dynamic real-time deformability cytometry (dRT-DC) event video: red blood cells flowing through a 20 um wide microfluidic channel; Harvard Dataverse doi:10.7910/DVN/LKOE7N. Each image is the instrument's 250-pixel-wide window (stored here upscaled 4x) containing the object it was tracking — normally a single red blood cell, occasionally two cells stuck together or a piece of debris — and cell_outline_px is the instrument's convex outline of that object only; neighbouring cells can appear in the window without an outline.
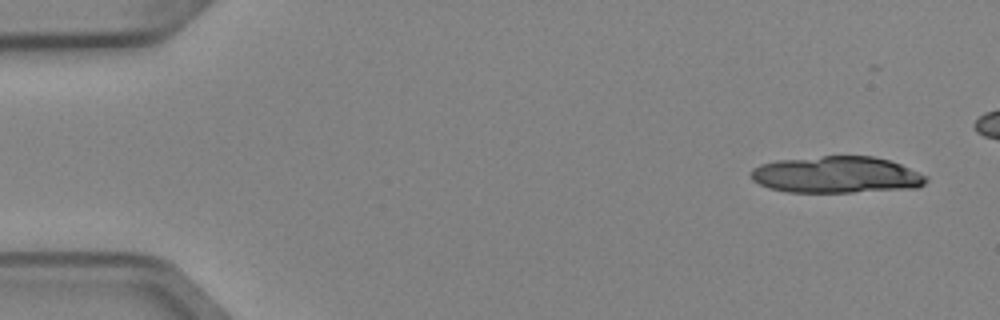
{"species": "Egyptian fruit bat (a non-hibernating species)", "species_latin": "Rousettus aegyptiacus", "temperature_condition": "cold", "stored_images_in_passage": 4, "camera_frame_rate_fps": 3000, "um_per_image_px": 0.085, "animal": {"sex": "female"}, "frame": {"image": 1, "passage_image": 1, "time_ms": 0.0, "image_size_px": [1000, 320], "cell_outline_px": [[928, 180], [924, 184], [916, 188], [852, 192], [788, 192], [768, 188], [752, 180], [752, 168], [760, 164], [776, 160], [824, 156], [872, 156], [888, 160], [900, 164], [928, 176]], "centroid_in_image_um": [71.1, 14.86], "position_along_channel_um": 13.9, "area_um2": 37.45}}